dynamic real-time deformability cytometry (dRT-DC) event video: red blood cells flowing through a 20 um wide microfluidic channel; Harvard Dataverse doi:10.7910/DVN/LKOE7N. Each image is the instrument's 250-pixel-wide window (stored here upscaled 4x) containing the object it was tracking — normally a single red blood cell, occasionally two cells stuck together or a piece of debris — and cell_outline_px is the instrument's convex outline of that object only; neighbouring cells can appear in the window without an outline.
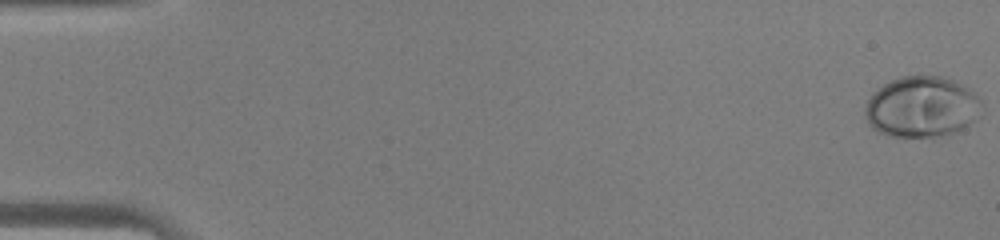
{"species": "human", "species_latin": "Homo sapiens", "temperature_condition": "warm", "stored_images_in_passage": 46, "camera_frame_rate_fps": 3000, "um_per_image_px": 0.085, "donor": {"sex": "male"}, "frame": {"image": 1, "passage_image": 1, "time_ms": 0.0, "image_size_px": [1000, 240], "cell_outline_px": [[984, 104], [980, 116], [968, 124], [952, 132], [940, 136], [888, 136], [872, 128], [868, 124], [864, 116], [864, 108], [872, 92], [884, 84], [900, 76], [944, 76], [956, 80], [968, 88]], "centroid_in_image_um": [78.34, 9.07], "position_along_channel_um": 6.7, "area_um2": 41.5}}
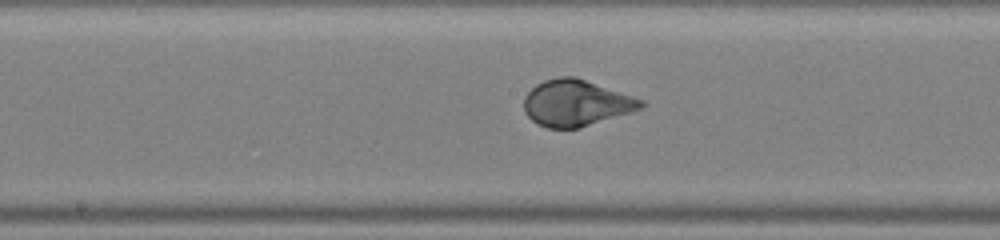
{"frame": {"image": 2, "passage_image": 25, "time_ms": 8.0, "image_size_px": [1000, 240], "cell_outline_px": [[648, 104], [644, 108], [632, 112], [580, 128], [548, 128], [532, 120], [524, 112], [524, 96], [536, 84], [544, 80], [560, 76], [576, 76], [644, 100]], "centroid_in_image_um": [49.0, 8.75], "position_along_channel_um": 199.2, "area_um2": 31.79}}
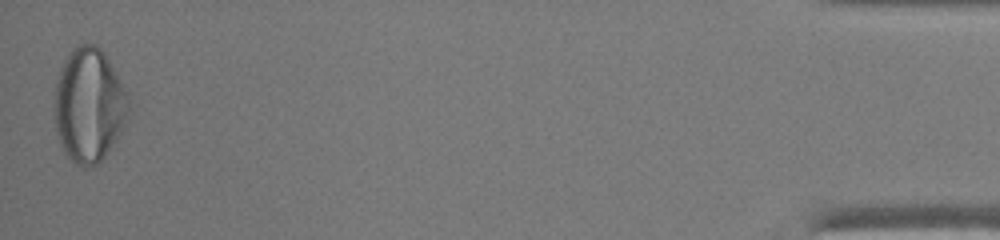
{"frame": {"image": 3, "passage_image": 46, "time_ms": 15.0, "image_size_px": [1000, 240], "cell_outline_px": [[128, 124], [104, 156], [96, 164], [84, 168], [76, 164], [64, 152], [60, 144], [56, 132], [56, 80], [60, 68], [68, 52], [72, 48], [80, 44], [96, 44], [104, 52], [128, 92]], "centroid_in_image_um": [7.59, 8.93], "position_along_channel_um": 427.6, "area_um2": 49.42}}